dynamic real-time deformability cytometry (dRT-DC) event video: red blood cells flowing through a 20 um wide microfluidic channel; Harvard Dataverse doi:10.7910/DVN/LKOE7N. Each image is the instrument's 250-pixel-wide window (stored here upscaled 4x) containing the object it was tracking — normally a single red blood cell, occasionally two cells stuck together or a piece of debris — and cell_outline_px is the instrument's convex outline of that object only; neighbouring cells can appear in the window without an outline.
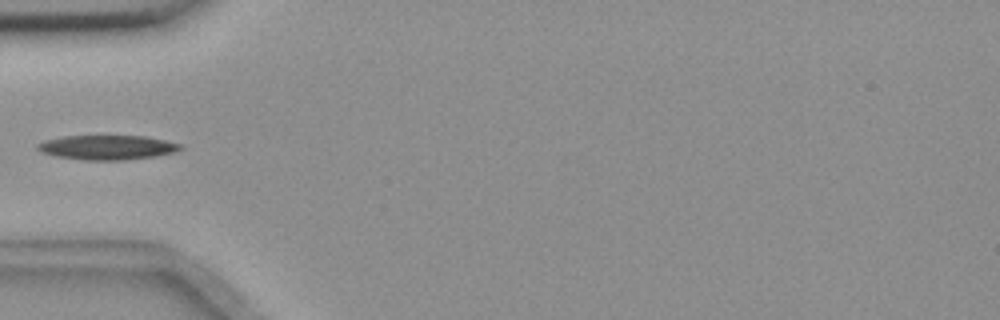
{"species": "common noctule bat (a hibernating species)", "species_latin": "Nyctalus noctula", "temperature_condition": "room temperature", "stored_images_in_passage": 6, "camera_frame_rate_fps": 3000, "um_per_image_px": 0.085, "animal": {"sex": "female", "body_mass_g": 18.4}, "frame": {"image": 1, "passage_image": 5, "time_ms": 1.333, "image_size_px": [1000, 320], "cell_outline_px": [[184, 148], [176, 152], [156, 156], [124, 160], [84, 160], [56, 156], [40, 152], [36, 148], [36, 144], [44, 140], [64, 136], [144, 136], [184, 144]], "centroid_in_image_um": [9.13, 12.53], "position_along_channel_um": 75.9, "area_um2": 20.58}}